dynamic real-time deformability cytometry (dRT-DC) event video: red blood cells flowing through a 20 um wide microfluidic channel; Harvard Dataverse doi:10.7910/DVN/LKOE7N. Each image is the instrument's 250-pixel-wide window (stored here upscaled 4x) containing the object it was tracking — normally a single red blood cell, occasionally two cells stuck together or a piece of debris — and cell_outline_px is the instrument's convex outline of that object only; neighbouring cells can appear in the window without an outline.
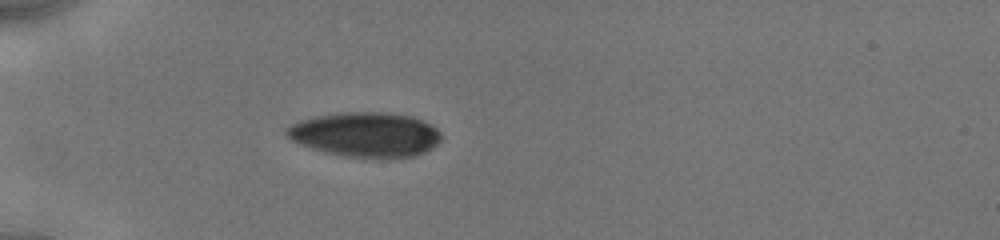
{"species": "human", "species_latin": "Homo sapiens", "temperature_condition": "cold", "stored_images_in_passage": 10, "camera_frame_rate_fps": 3000, "um_per_image_px": 0.085, "donor": {"sex": "male"}, "frame": {"image": 1, "passage_image": 8, "time_ms": 5.667, "image_size_px": [1000, 240], "cell_outline_px": [[440, 140], [432, 148], [424, 152], [412, 156], [388, 160], [344, 156], [312, 148], [300, 144], [292, 140], [284, 132], [284, 128], [300, 120], [340, 112], [380, 112], [412, 116], [424, 120], [436, 128], [440, 132]], "centroid_in_image_um": [31.09, 11.45], "position_along_channel_um": 53.9, "area_um2": 40.52}}
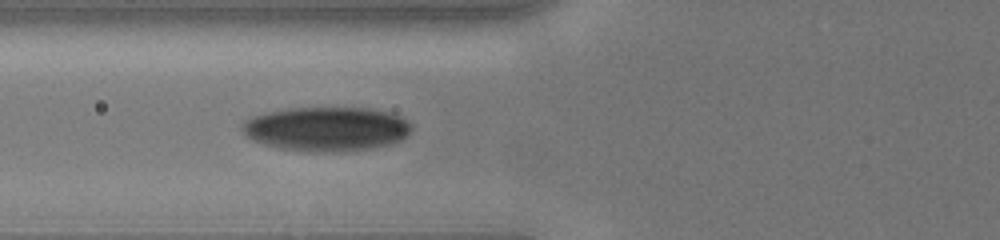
{"frame": {"image": 2, "passage_image": 10, "time_ms": 7.333, "image_size_px": [1000, 240], "cell_outline_px": [[412, 128], [400, 140], [388, 144], [372, 148], [340, 152], [312, 152], [280, 148], [264, 144], [252, 140], [240, 128], [240, 124], [244, 120], [252, 116], [268, 112], [288, 108], [368, 108], [392, 112], [408, 120], [412, 124]], "centroid_in_image_um": [27.74, 10.95], "position_along_channel_um": 98.1, "area_um2": 43.87}}